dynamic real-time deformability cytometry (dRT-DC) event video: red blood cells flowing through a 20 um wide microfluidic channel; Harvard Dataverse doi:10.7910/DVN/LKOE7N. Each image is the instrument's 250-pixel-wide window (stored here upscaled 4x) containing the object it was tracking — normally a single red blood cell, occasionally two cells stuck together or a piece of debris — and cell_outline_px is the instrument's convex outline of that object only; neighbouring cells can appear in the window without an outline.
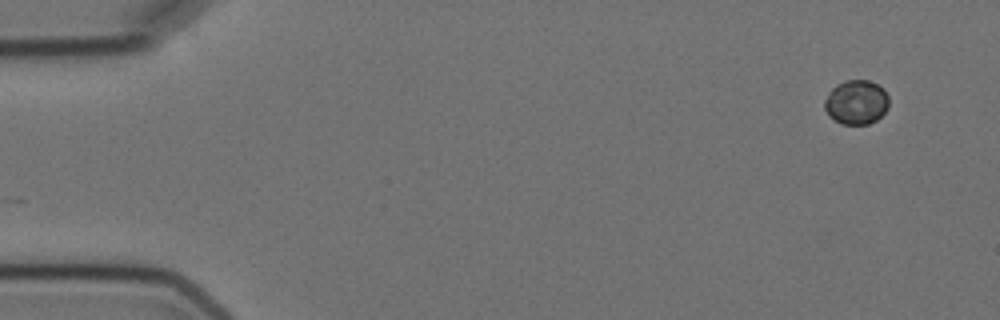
{"species": "Egyptian fruit bat (a non-hibernating species)", "species_latin": "Rousettus aegyptiacus", "temperature_condition": "cold", "stored_images_in_passage": 2, "camera_frame_rate_fps": 3000, "um_per_image_px": 0.085, "animal": {"sex": "female"}, "frame": {"image": 1, "passage_image": 2, "time_ms": 1.0, "image_size_px": [1000, 320], "cell_outline_px": [[888, 108], [876, 120], [868, 124], [840, 124], [828, 116], [824, 108], [824, 100], [828, 92], [836, 84], [844, 80], [868, 80], [884, 88], [888, 96]], "centroid_in_image_um": [72.76, 8.68], "position_along_channel_um": 12.2, "area_um2": 16.82}}